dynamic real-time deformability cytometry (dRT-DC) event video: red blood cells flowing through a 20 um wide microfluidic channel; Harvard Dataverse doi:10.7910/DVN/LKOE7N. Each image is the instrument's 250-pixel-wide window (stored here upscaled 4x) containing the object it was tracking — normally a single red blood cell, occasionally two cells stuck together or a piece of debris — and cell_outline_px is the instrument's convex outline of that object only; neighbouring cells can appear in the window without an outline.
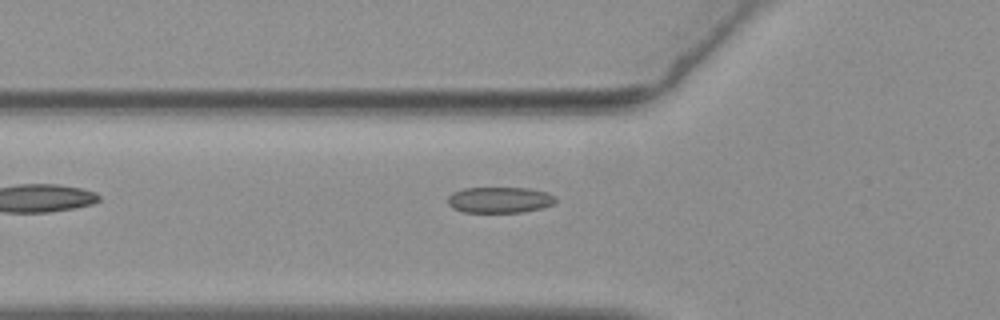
{"species": "common noctule bat (a hibernating species)", "species_latin": "Nyctalus noctula", "temperature_condition": "warm", "stored_images_in_passage": 34, "camera_frame_rate_fps": 3000, "um_per_image_px": 0.085, "animal": {"sex": "female", "body_mass_g": 19.3, "forearm_length_mm": 54.1}, "frame": {"image": 1, "passage_image": 3, "time_ms": 0.667, "image_size_px": [1000, 320], "cell_outline_px": [[556, 200], [552, 204], [540, 208], [524, 212], [464, 212], [452, 208], [448, 204], [448, 196], [452, 192], [464, 188], [528, 188], [548, 192], [556, 196]], "centroid_in_image_um": [42.46, 16.98], "position_along_channel_um": 83.3, "area_um2": 16.36}}
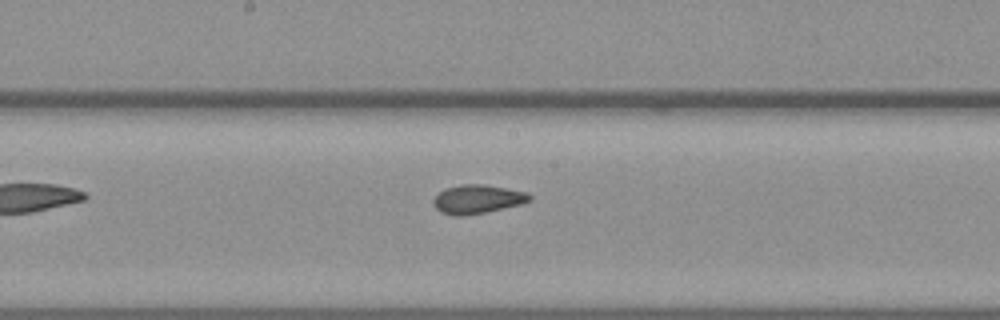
{"frame": {"image": 2, "passage_image": 13, "time_ms": 4.0, "image_size_px": [1000, 320], "cell_outline_px": [[532, 200], [520, 204], [484, 212], [460, 216], [456, 216], [440, 212], [432, 204], [432, 200], [444, 188], [460, 184], [484, 184], [528, 192], [532, 196]], "centroid_in_image_um": [40.57, 16.91], "position_along_channel_um": 207.6, "area_um2": 16.13}}
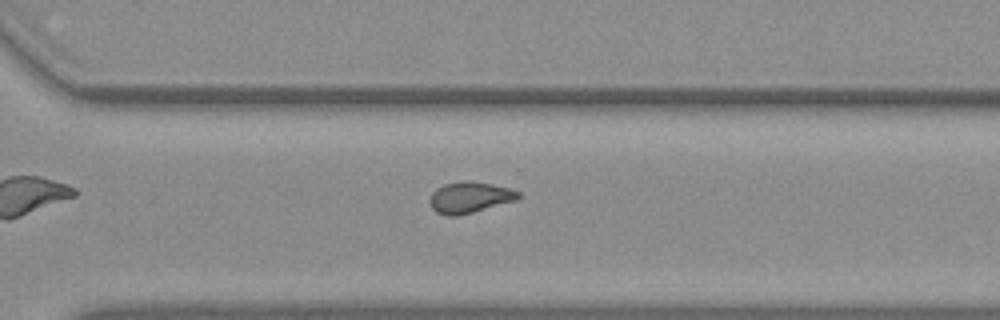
{"frame": {"image": 3, "passage_image": 23, "time_ms": 7.333, "image_size_px": [1000, 320], "cell_outline_px": [[520, 196], [516, 200], [472, 212], [456, 216], [448, 216], [436, 212], [432, 208], [428, 200], [432, 192], [436, 188], [444, 184], [464, 180], [468, 180], [492, 184], [508, 188], [520, 192]], "centroid_in_image_um": [39.88, 16.77], "position_along_channel_um": 330.7, "area_um2": 16.01}, "authors_computed_cell_mechanics": {"area_um2": 15.9239, "velocity_mm_per_s": 3.7042, "shape_relaxation_time_tau1_ms": 9.6263, "shape_relaxation_time_tau2_ms": 1.5337, "deformation_change_tau1": 0.215, "deformation_change_tau2": 0.0669}}